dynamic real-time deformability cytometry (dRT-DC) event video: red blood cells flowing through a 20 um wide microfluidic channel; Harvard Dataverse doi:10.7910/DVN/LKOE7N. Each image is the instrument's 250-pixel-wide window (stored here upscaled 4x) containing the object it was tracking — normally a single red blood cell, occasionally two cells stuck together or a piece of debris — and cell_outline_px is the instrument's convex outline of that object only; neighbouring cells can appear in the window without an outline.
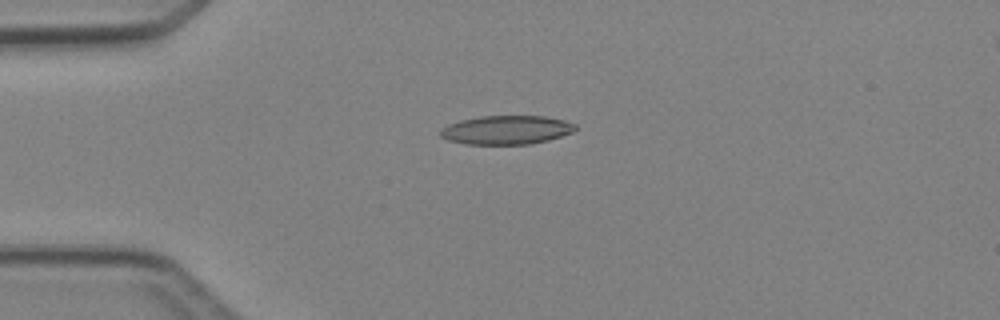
{"species": "Egyptian fruit bat (a non-hibernating species)", "species_latin": "Rousettus aegyptiacus", "temperature_condition": "cold", "stored_images_in_passage": 6, "camera_frame_rate_fps": 3000, "um_per_image_px": 0.085, "animal": {"sex": "female"}, "frame": {"image": 1, "passage_image": 3, "time_ms": 2.333, "image_size_px": [1000, 320], "cell_outline_px": [[576, 128], [572, 132], [548, 140], [528, 144], [464, 144], [448, 140], [440, 136], [440, 128], [448, 124], [460, 120], [480, 116], [544, 116], [564, 120], [576, 124]], "centroid_in_image_um": [43.01, 11.04], "position_along_channel_um": 42.0, "area_um2": 22.66}}
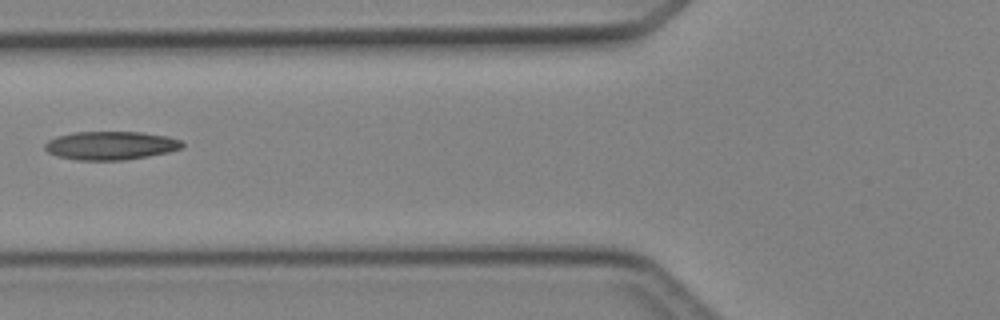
{"frame": {"image": 2, "passage_image": 5, "time_ms": 4.667, "image_size_px": [1000, 320], "cell_outline_px": [[184, 148], [168, 152], [148, 156], [124, 160], [76, 160], [56, 156], [48, 152], [44, 148], [44, 144], [48, 140], [56, 136], [72, 132], [140, 132], [168, 136], [180, 140], [184, 144]], "centroid_in_image_um": [9.39, 12.37], "position_along_channel_um": 116.4, "area_um2": 22.95}}
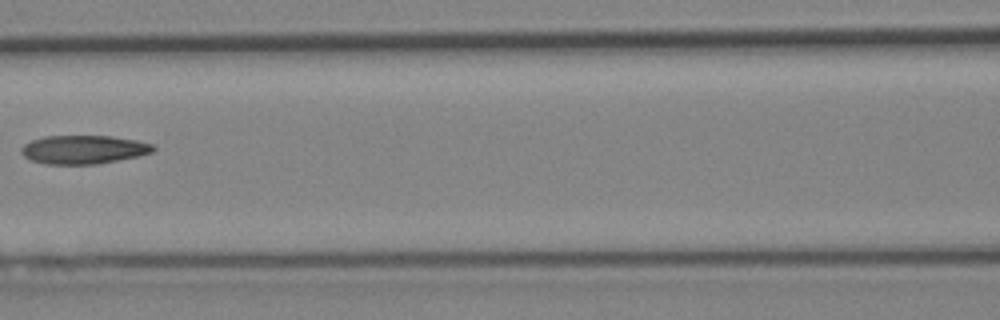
{"frame": {"image": 3, "passage_image": 6, "time_ms": 5.667, "image_size_px": [1000, 320], "cell_outline_px": [[156, 148], [152, 152], [136, 156], [96, 164], [48, 164], [32, 160], [24, 156], [20, 152], [20, 148], [24, 144], [32, 140], [44, 136], [112, 136], [136, 140], [152, 144]], "centroid_in_image_um": [7.08, 12.7], "position_along_channel_um": 159.5, "area_um2": 21.79}}